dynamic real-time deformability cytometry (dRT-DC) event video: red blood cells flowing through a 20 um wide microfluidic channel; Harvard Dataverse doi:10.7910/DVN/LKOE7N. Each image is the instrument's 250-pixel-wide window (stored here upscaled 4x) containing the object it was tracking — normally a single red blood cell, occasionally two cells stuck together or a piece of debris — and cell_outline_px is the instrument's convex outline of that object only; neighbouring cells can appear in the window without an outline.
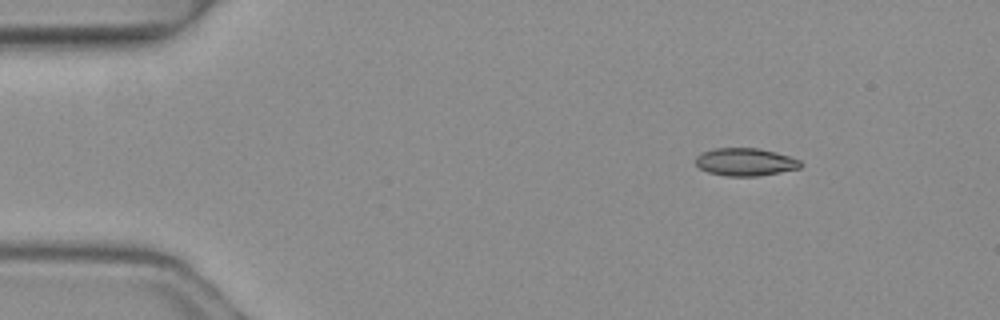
{"species": "common noctule bat (a hibernating species)", "species_latin": "Nyctalus noctula", "temperature_condition": "warm", "stored_images_in_passage": 3, "camera_frame_rate_fps": 3000, "um_per_image_px": 0.085, "animal": {"sex": "female", "body_mass_g": 19.3, "forearm_length_mm": 54.1}, "frame": {"image": 1, "passage_image": 1, "time_ms": 0.0, "image_size_px": [1000, 320], "cell_outline_px": [[804, 164], [800, 168], [780, 172], [756, 176], [728, 176], [708, 172], [700, 168], [696, 164], [696, 156], [700, 152], [712, 148], [760, 148], [776, 152], [800, 160]], "centroid_in_image_um": [63.34, 13.75], "position_along_channel_um": 21.7, "area_um2": 17.05}}